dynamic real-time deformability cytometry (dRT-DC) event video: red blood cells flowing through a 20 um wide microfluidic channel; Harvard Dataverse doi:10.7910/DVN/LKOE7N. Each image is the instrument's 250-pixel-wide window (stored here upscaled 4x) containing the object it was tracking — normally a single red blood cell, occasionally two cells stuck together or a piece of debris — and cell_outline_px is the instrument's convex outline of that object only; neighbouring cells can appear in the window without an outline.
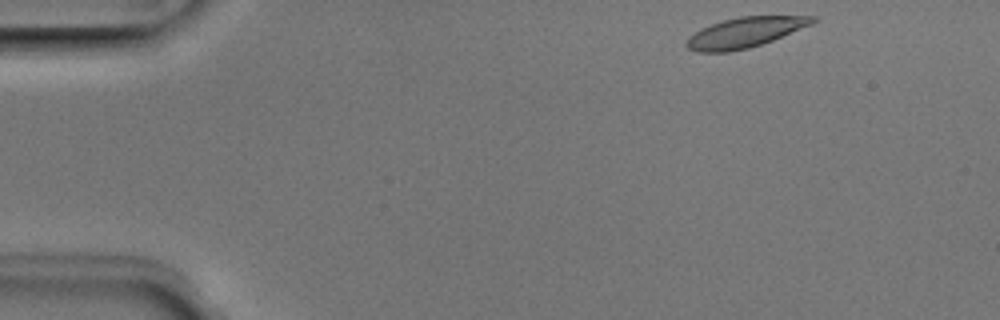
{"species": "Egyptian fruit bat (a non-hibernating species)", "species_latin": "Rousettus aegyptiacus", "temperature_condition": "room temperature", "stored_images_in_passage": 46, "camera_frame_rate_fps": 3000, "um_per_image_px": 0.085, "animal": {"sex": "male"}, "frame": {"image": 1, "passage_image": 1, "time_ms": 0.0, "image_size_px": [1000, 320], "cell_outline_px": [[816, 20], [812, 24], [772, 40], [748, 48], [728, 52], [696, 52], [688, 48], [684, 44], [688, 36], [700, 28], [724, 20], [740, 16], [816, 16]], "centroid_in_image_um": [63.26, 2.76], "position_along_channel_um": 21.7, "area_um2": 22.02}}
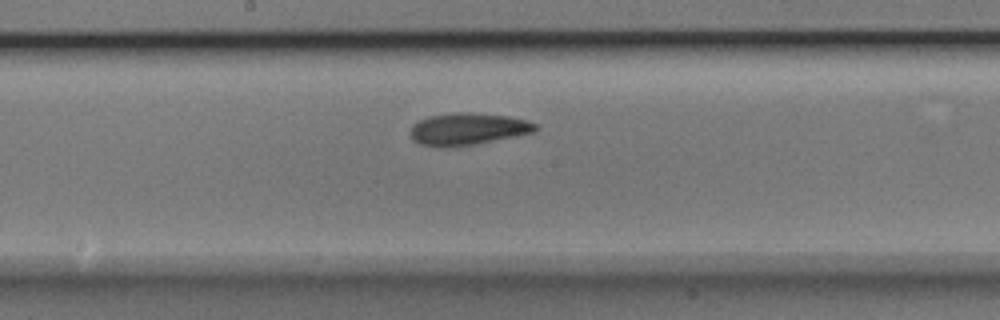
{"frame": {"image": 2, "passage_image": 22, "time_ms": 7.0, "image_size_px": [1000, 320], "cell_outline_px": [[540, 128], [532, 132], [472, 144], [448, 148], [436, 148], [416, 144], [408, 136], [408, 132], [412, 124], [428, 116], [456, 112], [468, 112], [508, 116], [524, 120], [536, 124]], "centroid_in_image_um": [39.62, 10.98], "position_along_channel_um": 208.6, "area_um2": 23.52}}
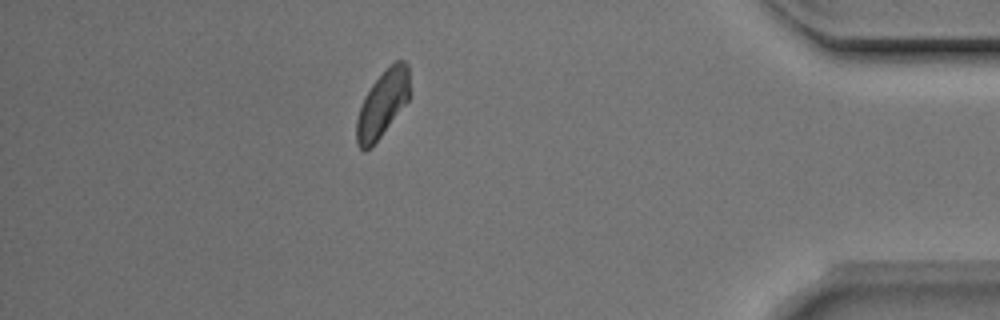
{"frame": {"image": 3, "passage_image": 40, "time_ms": 13.0, "image_size_px": [1000, 320], "cell_outline_px": [[408, 100], [372, 148], [364, 152], [356, 144], [356, 120], [364, 96], [372, 84], [396, 60], [404, 60], [408, 64]], "centroid_in_image_um": [32.47, 8.89], "position_along_channel_um": 402.7, "area_um2": 20.29}, "authors_computed_cell_mechanics": {"area_um2": 22.3397, "velocity_mm_per_s": 3.9252, "shape_relaxation_time_tau1_ms": 3.0169, "shape_relaxation_time_tau2_ms": 2.7514, "deformation_change_tau1": 0.1002, "deformation_change_tau2": 0.0664}}